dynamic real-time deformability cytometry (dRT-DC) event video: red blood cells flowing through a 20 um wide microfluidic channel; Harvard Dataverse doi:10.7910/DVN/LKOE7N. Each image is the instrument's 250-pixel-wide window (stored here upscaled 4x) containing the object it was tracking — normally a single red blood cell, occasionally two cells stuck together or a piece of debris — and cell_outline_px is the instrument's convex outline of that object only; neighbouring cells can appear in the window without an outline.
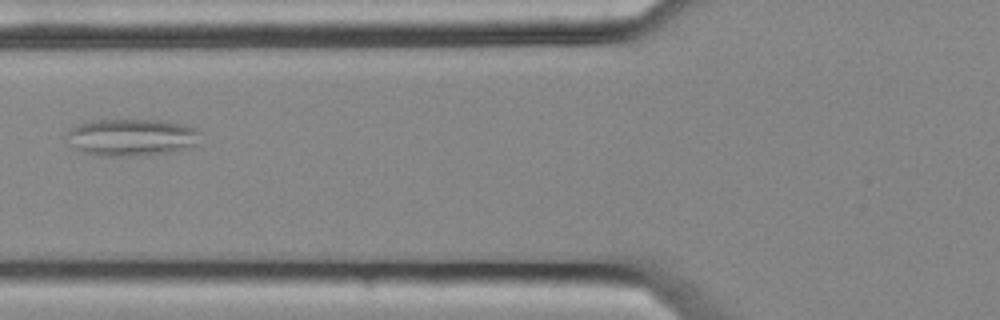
{"species": "common noctule bat (a hibernating species)", "species_latin": "Nyctalus noctula", "temperature_condition": "cold", "stored_images_in_passage": 3, "camera_frame_rate_fps": 3000, "um_per_image_px": 0.085, "animal": {"sex": "female", "body_mass_g": 25.1}, "frame": {"image": 1, "passage_image": 3, "time_ms": 0.667, "image_size_px": [1000, 320], "cell_outline_px": [[204, 144], [172, 152], [144, 156], [100, 156], [84, 152], [72, 148], [64, 132], [76, 124], [96, 120], [164, 120], [184, 124], [196, 128], [200, 132]], "centroid_in_image_um": [11.24, 11.68], "position_along_channel_um": 114.6, "area_um2": 29.88}}